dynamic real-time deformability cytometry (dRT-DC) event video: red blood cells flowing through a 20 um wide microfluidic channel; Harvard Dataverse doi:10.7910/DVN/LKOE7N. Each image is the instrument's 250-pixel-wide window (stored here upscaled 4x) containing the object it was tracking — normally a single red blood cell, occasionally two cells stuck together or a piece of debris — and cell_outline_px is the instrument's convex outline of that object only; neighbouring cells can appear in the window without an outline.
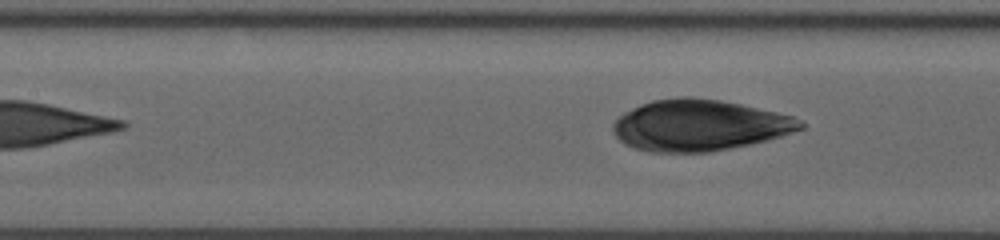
{"species": "human", "species_latin": "Homo sapiens", "temperature_condition": "room temperature", "stored_images_in_passage": 20, "segment_of_instrument_passage": [2, 2], "camera_frame_rate_fps": 3000, "um_per_image_px": 0.085, "donor": {"sex": "male"}, "frame": {"image": 1, "passage_image": 20, "time_ms": 9.0, "image_size_px": [1000, 240], "cell_outline_px": [[804, 128], [768, 140], [708, 152], [648, 152], [624, 144], [612, 132], [612, 124], [624, 112], [640, 104], [652, 100], [684, 96], [692, 96], [720, 100], [740, 104], [776, 112], [792, 116], [800, 120], [804, 124]], "centroid_in_image_um": [59.41, 10.64], "position_along_channel_um": 148.0, "area_um2": 55.72}}